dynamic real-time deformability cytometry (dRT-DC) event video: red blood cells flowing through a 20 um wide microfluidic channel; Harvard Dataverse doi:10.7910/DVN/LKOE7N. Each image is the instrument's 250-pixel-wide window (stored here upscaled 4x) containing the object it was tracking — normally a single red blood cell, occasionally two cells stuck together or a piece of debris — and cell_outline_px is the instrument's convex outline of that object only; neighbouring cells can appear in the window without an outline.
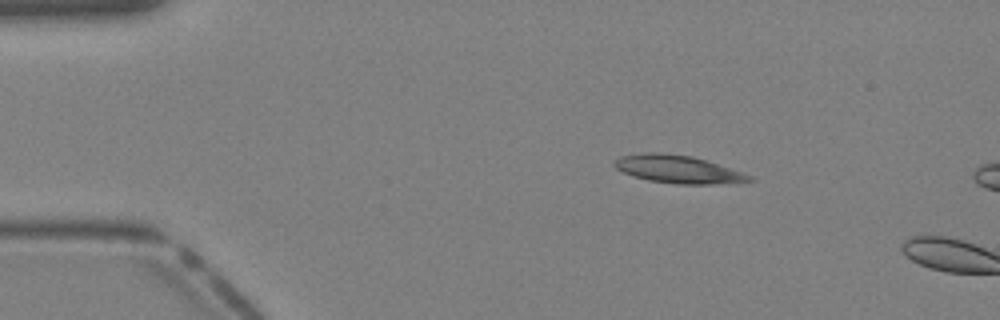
{"species": "Egyptian fruit bat (a non-hibernating species)", "species_latin": "Rousettus aegyptiacus", "temperature_condition": "warm", "stored_images_in_passage": 3, "camera_frame_rate_fps": 3000, "um_per_image_px": 0.085, "animal": {"sex": "female"}, "frame": {"image": 1, "passage_image": 1, "time_ms": 0.0, "image_size_px": [1000, 320], "cell_outline_px": [[756, 180], [712, 184], [676, 184], [648, 180], [632, 176], [616, 168], [612, 164], [620, 156], [644, 152], [660, 152], [692, 156], [744, 172], [752, 176]], "centroid_in_image_um": [57.62, 14.38], "position_along_channel_um": 27.4, "area_um2": 21.85}}